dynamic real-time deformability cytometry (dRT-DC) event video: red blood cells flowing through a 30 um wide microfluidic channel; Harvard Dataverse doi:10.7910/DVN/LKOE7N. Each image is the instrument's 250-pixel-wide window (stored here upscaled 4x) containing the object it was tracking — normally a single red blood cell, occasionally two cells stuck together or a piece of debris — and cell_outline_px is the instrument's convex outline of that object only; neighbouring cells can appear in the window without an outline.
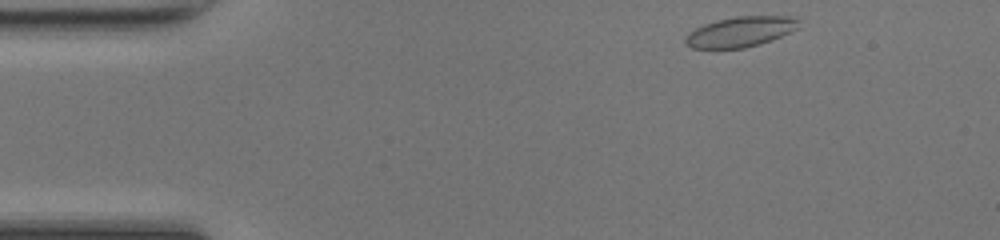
{"species": "common noctule bat (a hibernating species)", "species_latin": "Nyctalus noctula", "temperature_condition": "room temperature", "stored_images_in_passage": 43, "camera_frame_rate_fps": 3000, "um_per_image_px": 0.085, "animal": {"sex": "female", "body_mass_g": 17.0, "forearm_length_mm": 48.0}, "frame": {"image": 1, "passage_image": 1, "time_ms": 0.0, "image_size_px": [1000, 240], "cell_outline_px": [[800, 20], [796, 28], [772, 40], [760, 44], [744, 48], [692, 48], [684, 44], [684, 40], [688, 32], [704, 24], [716, 20], [736, 16], [796, 16]], "centroid_in_image_um": [62.91, 2.69], "position_along_channel_um": 22.1, "area_um2": 20.0}}
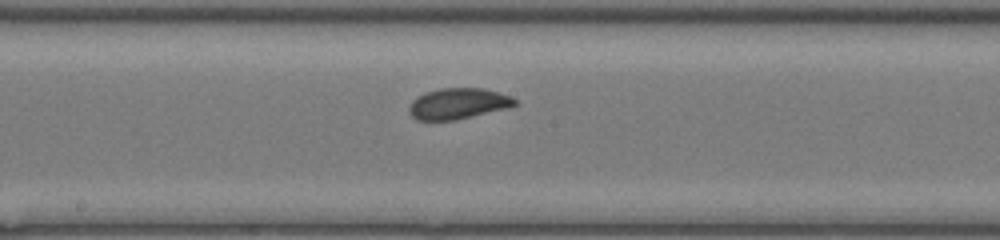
{"frame": {"image": 2, "passage_image": 20, "time_ms": 6.333, "image_size_px": [1000, 240], "cell_outline_px": [[516, 104], [508, 108], [456, 120], [416, 120], [408, 112], [408, 108], [412, 100], [416, 96], [424, 92], [440, 88], [484, 88], [500, 92], [512, 96], [516, 100]], "centroid_in_image_um": [38.92, 8.8], "position_along_channel_um": 209.3, "area_um2": 19.31}}
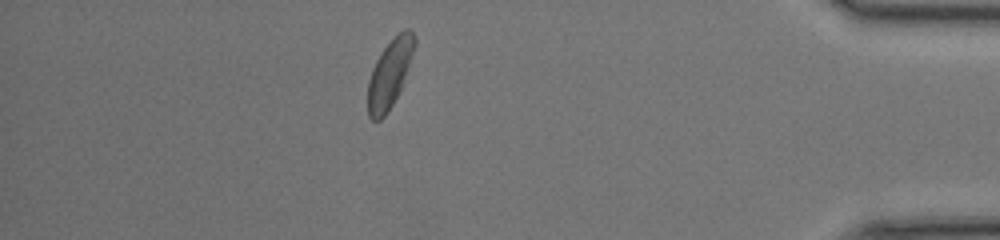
{"frame": {"image": 3, "passage_image": 37, "time_ms": 12.0, "image_size_px": [1000, 240], "cell_outline_px": [[416, 44], [400, 92], [384, 116], [380, 120], [372, 120], [368, 116], [368, 80], [372, 68], [380, 52], [404, 28], [408, 28], [412, 32], [416, 40]], "centroid_in_image_um": [33.12, 6.27], "position_along_channel_um": 402.1, "area_um2": 18.38}, "authors_computed_cell_mechanics": {"area_um2": 19.2474, "velocity_mm_per_s": 4.2391, "shape_relaxation_time_tau1_ms": 3.1282, "shape_relaxation_time_tau2_ms": null, "deformation_change_tau1": 0.0963, "deformation_change_tau2": null}}